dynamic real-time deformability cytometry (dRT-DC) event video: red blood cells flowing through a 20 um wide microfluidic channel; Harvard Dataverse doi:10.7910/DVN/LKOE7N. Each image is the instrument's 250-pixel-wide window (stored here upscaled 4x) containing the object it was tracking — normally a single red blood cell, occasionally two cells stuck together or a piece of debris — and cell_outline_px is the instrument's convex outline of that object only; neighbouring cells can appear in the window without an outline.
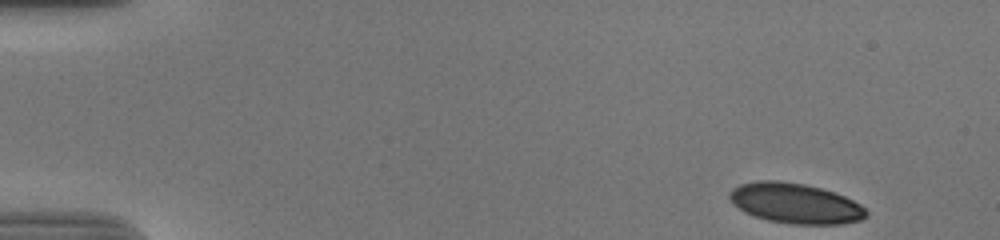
{"species": "human", "species_latin": "Homo sapiens", "temperature_condition": "cold", "stored_images_in_passage": 52, "camera_frame_rate_fps": 3000, "um_per_image_px": 0.085, "donor": {"sex": "male"}, "frame": {"image": 1, "passage_image": 1, "time_ms": 0.0, "image_size_px": [1000, 240], "cell_outline_px": [[868, 216], [860, 220], [844, 224], [792, 224], [768, 220], [744, 212], [732, 204], [728, 196], [728, 192], [732, 188], [740, 184], [756, 180], [780, 180], [804, 184], [820, 188], [844, 196], [860, 204], [868, 212]], "centroid_in_image_um": [67.57, 17.28], "position_along_channel_um": 17.4, "area_um2": 32.19}}
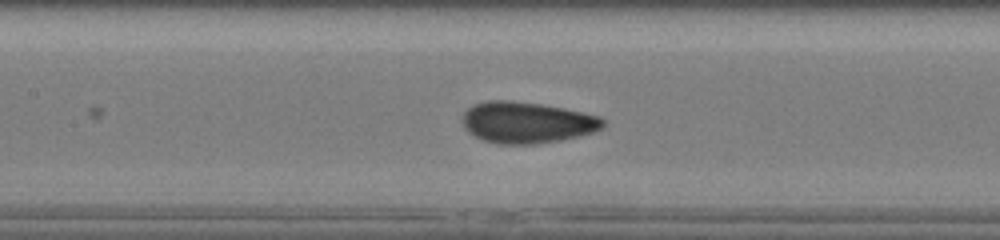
{"frame": {"image": 2, "passage_image": 23, "time_ms": 7.333, "image_size_px": [1000, 240], "cell_outline_px": [[604, 124], [600, 128], [592, 132], [580, 136], [560, 140], [536, 144], [496, 144], [484, 140], [468, 132], [464, 128], [460, 120], [460, 116], [468, 108], [476, 104], [488, 100], [508, 100], [540, 104], [564, 108], [600, 116], [604, 120]], "centroid_in_image_um": [44.74, 10.41], "position_along_channel_um": 162.7, "area_um2": 33.93}}
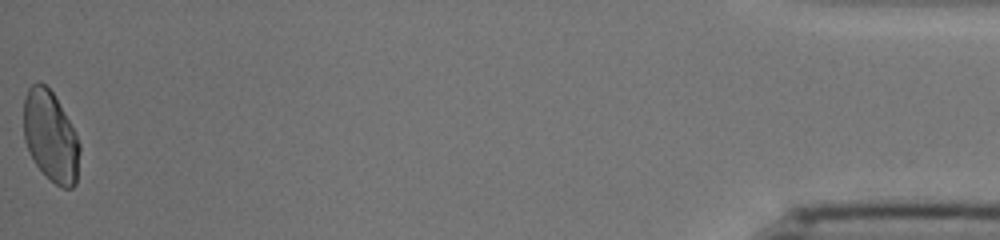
{"frame": {"image": 3, "passage_image": 52, "time_ms": 17.0, "image_size_px": [1000, 240], "cell_outline_px": [[80, 152], [76, 184], [72, 188], [64, 188], [56, 184], [36, 164], [24, 140], [24, 100], [28, 88], [36, 80], [40, 80], [52, 92], [68, 120], [80, 144]], "centroid_in_image_um": [4.3, 11.58], "position_along_channel_um": 430.9, "area_um2": 29.13}, "authors_computed_cell_mechanics": {"area_um2": 31.9056, "velocity_mm_per_s": 3.7, "shape_relaxation_time_tau1_ms": 7.1699, "shape_relaxation_time_tau2_ms": 0.841, "deformation_change_tau1": 0.1793, "deformation_change_tau2": 0.0596}}